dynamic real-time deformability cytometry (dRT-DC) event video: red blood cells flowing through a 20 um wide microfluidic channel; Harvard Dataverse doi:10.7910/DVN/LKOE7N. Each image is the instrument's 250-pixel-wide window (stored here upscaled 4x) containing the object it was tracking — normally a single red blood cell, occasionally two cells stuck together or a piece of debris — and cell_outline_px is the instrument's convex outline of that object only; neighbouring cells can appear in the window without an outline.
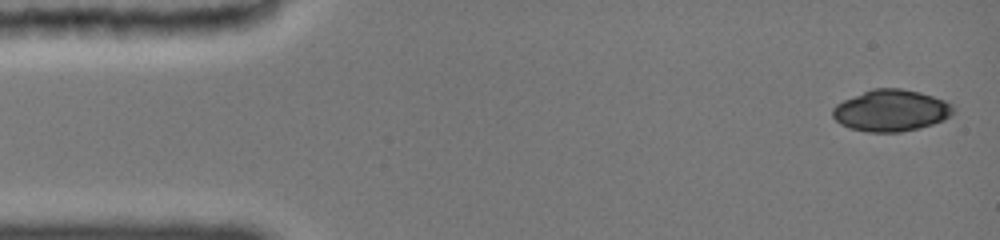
{"species": "common noctule bat (a hibernating species)", "species_latin": "Nyctalus noctula", "temperature_condition": "cold", "stored_images_in_passage": 8, "camera_frame_rate_fps": 3000, "um_per_image_px": 0.085, "animal": {"sex": "female", "body_mass_g": 19.0, "forearm_length_mm": 51.5}, "frame": {"image": 1, "passage_image": 1, "time_ms": 0.0, "image_size_px": [1000, 240], "cell_outline_px": [[956, 112], [944, 120], [920, 128], [896, 132], [872, 132], [852, 128], [840, 124], [832, 116], [832, 108], [836, 104], [844, 100], [872, 88], [900, 88], [920, 92], [944, 100], [952, 104], [956, 108]], "centroid_in_image_um": [75.77, 9.39], "position_along_channel_um": 9.2, "area_um2": 29.25}}